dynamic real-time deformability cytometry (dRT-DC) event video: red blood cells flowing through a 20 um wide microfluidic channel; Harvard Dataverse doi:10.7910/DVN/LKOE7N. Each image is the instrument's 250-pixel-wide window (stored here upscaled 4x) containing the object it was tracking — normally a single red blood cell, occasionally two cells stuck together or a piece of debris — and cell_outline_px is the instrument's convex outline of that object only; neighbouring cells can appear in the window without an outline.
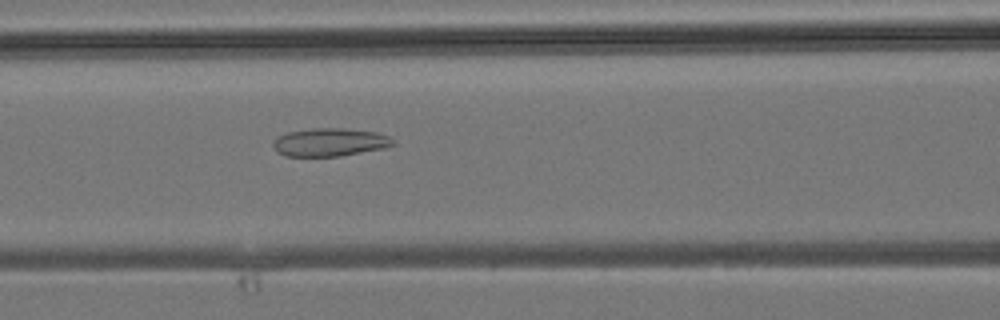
{"species": "common noctule bat (a hibernating species)", "species_latin": "Nyctalus noctula", "temperature_condition": "room temperature", "stored_images_in_passage": 42, "camera_frame_rate_fps": 3000, "um_per_image_px": 0.085, "animal": {"sex": "male", "body_mass_g": 19.2, "forearm_length_mm": 51.8}, "frame": {"image": 1, "passage_image": 18, "time_ms": 5.667, "image_size_px": [1000, 320], "cell_outline_px": [[396, 144], [384, 148], [340, 156], [284, 156], [276, 152], [272, 144], [276, 136], [288, 132], [312, 128], [344, 128], [376, 132], [388, 136], [396, 140]], "centroid_in_image_um": [28.02, 12.09], "position_along_channel_um": 138.6, "area_um2": 19.83}}
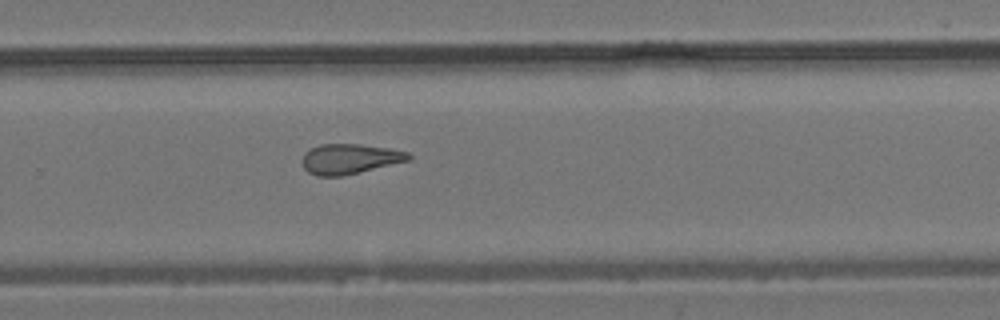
{"frame": {"image": 2, "passage_image": 28, "time_ms": 9.0, "image_size_px": [1000, 320], "cell_outline_px": [[412, 160], [340, 176], [316, 176], [308, 172], [304, 168], [304, 152], [320, 144], [360, 144], [392, 148], [408, 152], [412, 156]], "centroid_in_image_um": [29.77, 13.49], "position_along_channel_um": 300.0, "area_um2": 18.61}}
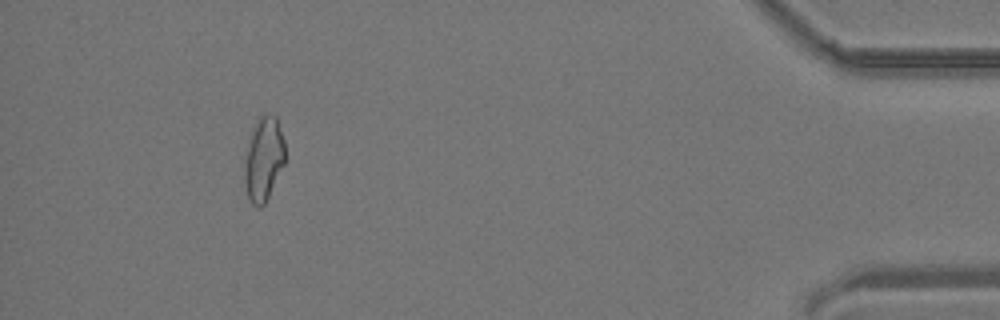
{"frame": {"image": 3, "passage_image": 39, "time_ms": 12.667, "image_size_px": [1000, 320], "cell_outline_px": [[284, 164], [264, 204], [260, 208], [252, 204], [248, 196], [244, 180], [244, 168], [252, 128], [260, 116], [264, 112], [268, 112], [276, 116], [284, 140]], "centroid_in_image_um": [22.41, 13.48], "position_along_channel_um": 412.8, "area_um2": 19.54}}